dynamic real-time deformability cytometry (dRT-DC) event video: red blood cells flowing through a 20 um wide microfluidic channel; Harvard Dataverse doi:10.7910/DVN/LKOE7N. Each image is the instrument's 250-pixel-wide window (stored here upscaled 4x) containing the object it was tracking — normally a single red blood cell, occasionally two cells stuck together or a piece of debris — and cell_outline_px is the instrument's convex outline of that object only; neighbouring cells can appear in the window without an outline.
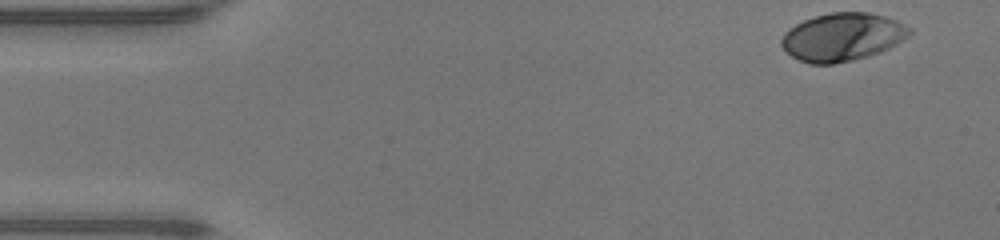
{"species": "human", "species_latin": "Homo sapiens", "temperature_condition": "warm", "stored_images_in_passage": 46, "camera_frame_rate_fps": 3000, "um_per_image_px": 0.085, "donor": {"sex": "male"}, "frame": {"image": 1, "passage_image": 1, "time_ms": 0.0, "image_size_px": [1000, 240], "cell_outline_px": [[912, 32], [908, 36], [896, 44], [880, 52], [852, 60], [832, 64], [808, 64], [792, 56], [780, 44], [780, 40], [784, 32], [788, 28], [804, 20], [816, 16], [832, 12], [868, 12], [884, 16], [896, 20], [912, 28]], "centroid_in_image_um": [71.59, 3.14], "position_along_channel_um": 13.4, "area_um2": 35.72}}
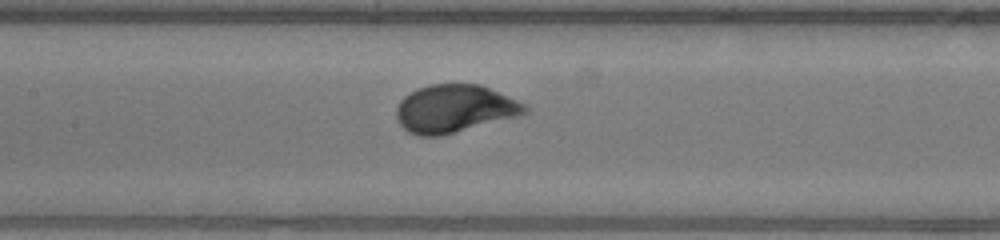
{"frame": {"image": 2, "passage_image": 20, "time_ms": 6.333, "image_size_px": [1000, 240], "cell_outline_px": [[528, 112], [520, 116], [440, 136], [416, 136], [408, 132], [396, 120], [396, 108], [400, 100], [404, 96], [416, 88], [432, 84], [480, 84], [528, 104]], "centroid_in_image_um": [38.64, 9.24], "position_along_channel_um": 168.8, "area_um2": 36.18}}
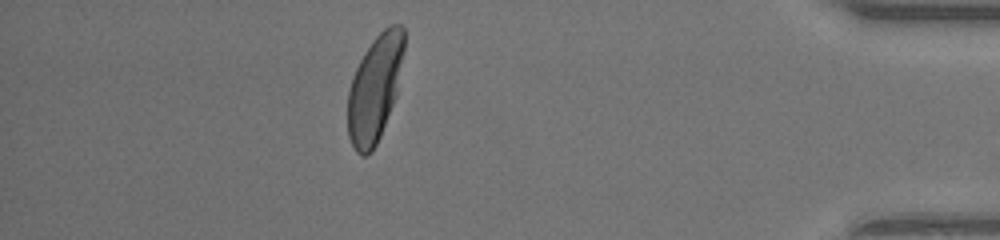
{"frame": {"image": 3, "passage_image": 40, "time_ms": 13.0, "image_size_px": [1000, 240], "cell_outline_px": [[404, 52], [396, 96], [380, 136], [372, 152], [364, 156], [360, 156], [356, 152], [348, 136], [348, 92], [352, 76], [364, 52], [372, 40], [388, 24], [400, 24], [404, 28]], "centroid_in_image_um": [31.86, 7.5], "position_along_channel_um": 403.3, "area_um2": 35.03}, "authors_computed_cell_mechanics": {"area_um2": 35.4603, "velocity_mm_per_s": 4.2939, "shape_relaxation_time_tau1_ms": 2.311, "shape_relaxation_time_tau2_ms": null, "deformation_change_tau1": 0.1872, "deformation_change_tau2": null}}